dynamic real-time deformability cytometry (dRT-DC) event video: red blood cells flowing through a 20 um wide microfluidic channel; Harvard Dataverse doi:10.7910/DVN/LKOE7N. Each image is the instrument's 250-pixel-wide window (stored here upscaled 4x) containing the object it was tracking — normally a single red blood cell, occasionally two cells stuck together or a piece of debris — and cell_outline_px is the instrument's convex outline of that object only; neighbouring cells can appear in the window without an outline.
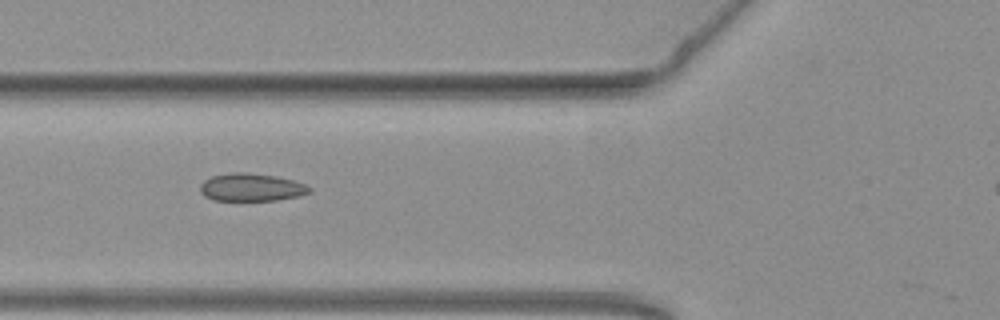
{"species": "common noctule bat (a hibernating species)", "species_latin": "Nyctalus noctula", "temperature_condition": "warm", "stored_images_in_passage": 13, "camera_frame_rate_fps": 3000, "um_per_image_px": 0.085, "animal": {"sex": "female", "body_mass_g": 19.3, "forearm_length_mm": 54.1}, "frame": {"image": 1, "passage_image": 3, "time_ms": 0.667, "image_size_px": [1000, 320], "cell_outline_px": [[312, 192], [296, 196], [276, 200], [212, 200], [204, 196], [200, 192], [200, 184], [204, 180], [212, 176], [232, 172], [248, 172], [276, 176], [292, 180], [304, 184], [312, 188]], "centroid_in_image_um": [21.33, 15.91], "position_along_channel_um": 104.5, "area_um2": 17.69}}